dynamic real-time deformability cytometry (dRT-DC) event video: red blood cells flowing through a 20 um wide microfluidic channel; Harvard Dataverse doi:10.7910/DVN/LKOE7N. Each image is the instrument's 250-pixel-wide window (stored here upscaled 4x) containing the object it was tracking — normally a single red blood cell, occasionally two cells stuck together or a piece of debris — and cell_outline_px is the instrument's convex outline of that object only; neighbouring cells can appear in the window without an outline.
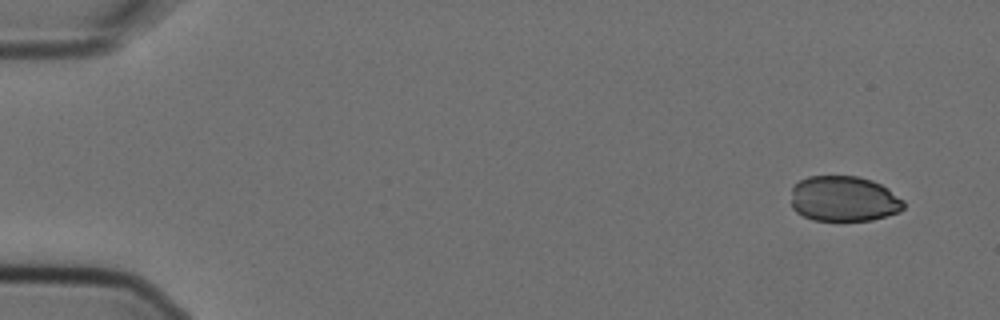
{"species": "Egyptian fruit bat (a non-hibernating species)", "species_latin": "Rousettus aegyptiacus", "temperature_condition": "cold", "stored_images_in_passage": 7, "camera_frame_rate_fps": 3000, "um_per_image_px": 0.085, "animal": {"sex": "female"}, "frame": {"image": 1, "passage_image": 1, "time_ms": 0.0, "image_size_px": [1000, 320], "cell_outline_px": [[904, 208], [900, 212], [872, 220], [812, 220], [796, 212], [792, 208], [792, 188], [800, 180], [808, 176], [856, 176], [872, 180], [888, 188], [904, 200]], "centroid_in_image_um": [71.74, 16.9], "position_along_channel_um": 13.3, "area_um2": 29.94}}
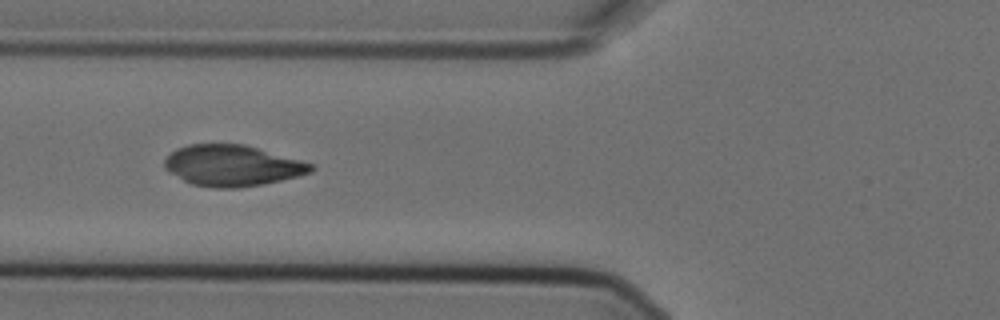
{"frame": {"image": 2, "passage_image": 6, "time_ms": 1.667, "image_size_px": [1000, 320], "cell_outline_px": [[316, 168], [312, 172], [300, 176], [240, 188], [212, 188], [192, 184], [184, 180], [164, 168], [164, 160], [176, 148], [188, 144], [244, 144], [316, 164]], "centroid_in_image_um": [19.78, 14.07], "position_along_channel_um": 106.0, "area_um2": 35.08}}
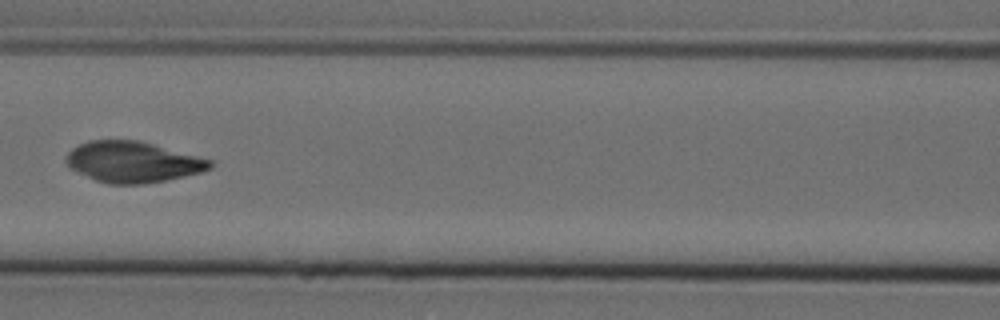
{"frame": {"image": 3, "passage_image": 7, "time_ms": 2.0, "image_size_px": [1000, 320], "cell_outline_px": [[216, 164], [212, 168], [200, 172], [184, 176], [164, 180], [140, 184], [108, 184], [96, 180], [72, 168], [64, 160], [68, 152], [72, 148], [88, 140], [136, 140], [152, 144], [212, 160]], "centroid_in_image_um": [11.29, 13.76], "position_along_channel_um": 155.3, "area_um2": 33.87}}